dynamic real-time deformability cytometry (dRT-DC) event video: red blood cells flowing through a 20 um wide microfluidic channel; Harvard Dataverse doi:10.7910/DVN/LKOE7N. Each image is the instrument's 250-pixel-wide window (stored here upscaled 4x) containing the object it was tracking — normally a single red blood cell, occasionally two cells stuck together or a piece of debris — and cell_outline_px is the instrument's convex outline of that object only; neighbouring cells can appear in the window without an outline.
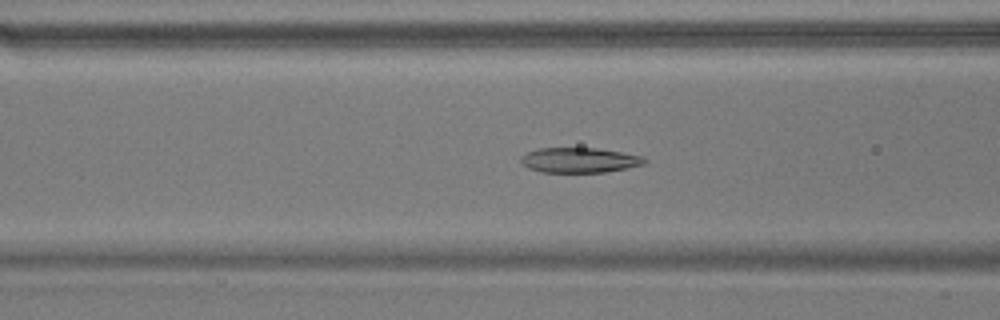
{"species": "common noctule bat (a hibernating species)", "species_latin": "Nyctalus noctula", "temperature_condition": "warm", "stored_images_in_passage": 41, "camera_frame_rate_fps": 3000, "um_per_image_px": 0.085, "animal": {"sex": "male", "body_mass_g": 17.9}, "frame": {"image": 1, "passage_image": 8, "time_ms": 2.333, "image_size_px": [1000, 320], "cell_outline_px": [[648, 160], [644, 164], [604, 172], [544, 172], [528, 168], [520, 160], [520, 156], [528, 152], [540, 148], [596, 148], [644, 156]], "centroid_in_image_um": [49.25, 13.61], "position_along_channel_um": 117.3, "area_um2": 17.86}}
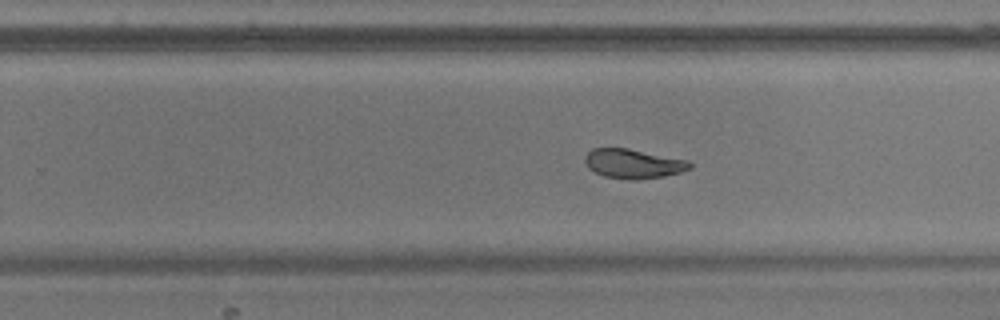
{"frame": {"image": 2, "passage_image": 21, "time_ms": 6.667, "image_size_px": [1000, 320], "cell_outline_px": [[692, 168], [680, 172], [664, 176], [636, 180], [632, 180], [604, 176], [588, 168], [584, 160], [584, 156], [592, 148], [628, 148], [688, 160], [692, 164]], "centroid_in_image_um": [53.82, 13.91], "position_along_channel_um": 276.0, "area_um2": 17.98}}
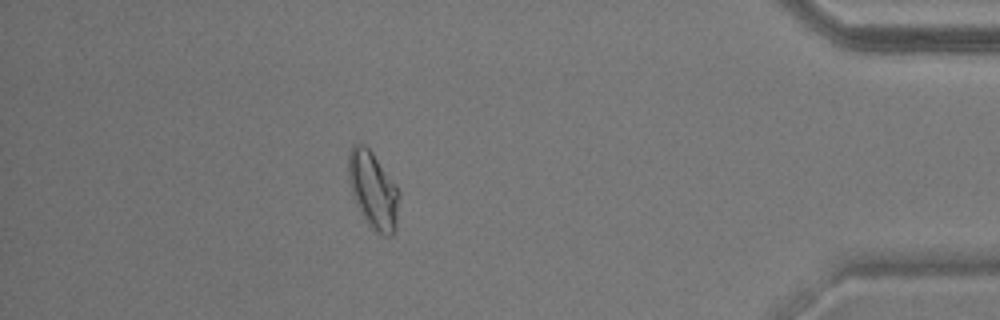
{"frame": {"image": 3, "passage_image": 35, "time_ms": 11.333, "image_size_px": [1000, 320], "cell_outline_px": [[400, 192], [396, 228], [392, 236], [384, 236], [376, 232], [364, 220], [352, 196], [348, 180], [348, 152], [352, 144], [364, 144], [372, 152], [396, 184]], "centroid_in_image_um": [31.71, 16.17], "position_along_channel_um": 403.5, "area_um2": 23.12}, "authors_computed_cell_mechanics": {"area_um2": 18.3804, "velocity_mm_per_s": 3.6733, "shape_relaxation_time_tau1_ms": 6.1245, "shape_relaxation_time_tau2_ms": 1.7121, "deformation_change_tau1": 0.1828, "deformation_change_tau2": 0.0685}}